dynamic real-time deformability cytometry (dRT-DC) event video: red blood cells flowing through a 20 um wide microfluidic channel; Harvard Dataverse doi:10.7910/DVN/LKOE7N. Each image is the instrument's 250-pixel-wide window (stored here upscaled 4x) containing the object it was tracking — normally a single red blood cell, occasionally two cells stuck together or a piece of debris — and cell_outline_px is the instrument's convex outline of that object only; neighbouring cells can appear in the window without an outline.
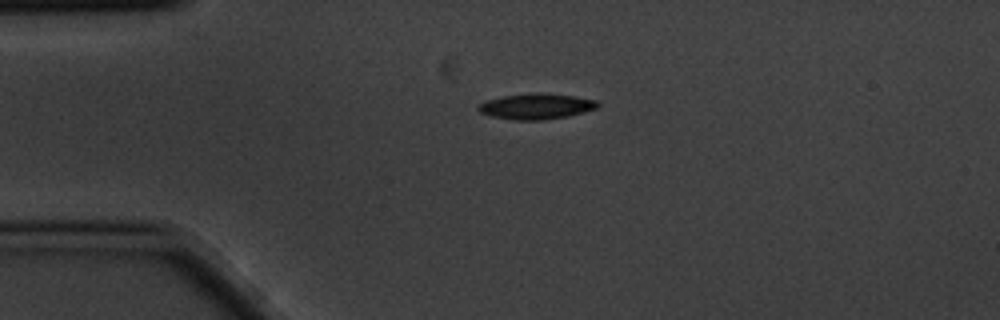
{"species": "common noctule bat (a hibernating species)", "species_latin": "Nyctalus noctula", "temperature_condition": "cold", "stored_images_in_passage": 2, "camera_frame_rate_fps": 3000, "um_per_image_px": 0.085, "animal": {"sex": "male", "body_mass_g": 20.1, "forearm_length_mm": 53.5}, "frame": {"image": 1, "passage_image": 1, "time_ms": 0.0, "image_size_px": [1000, 320], "cell_outline_px": [[600, 104], [596, 108], [584, 112], [568, 116], [544, 120], [512, 120], [492, 116], [480, 112], [476, 108], [480, 104], [488, 100], [504, 96], [536, 92], [540, 92], [572, 96], [596, 100]], "centroid_in_image_um": [45.59, 9.04], "position_along_channel_um": 39.4, "area_um2": 17.74}}